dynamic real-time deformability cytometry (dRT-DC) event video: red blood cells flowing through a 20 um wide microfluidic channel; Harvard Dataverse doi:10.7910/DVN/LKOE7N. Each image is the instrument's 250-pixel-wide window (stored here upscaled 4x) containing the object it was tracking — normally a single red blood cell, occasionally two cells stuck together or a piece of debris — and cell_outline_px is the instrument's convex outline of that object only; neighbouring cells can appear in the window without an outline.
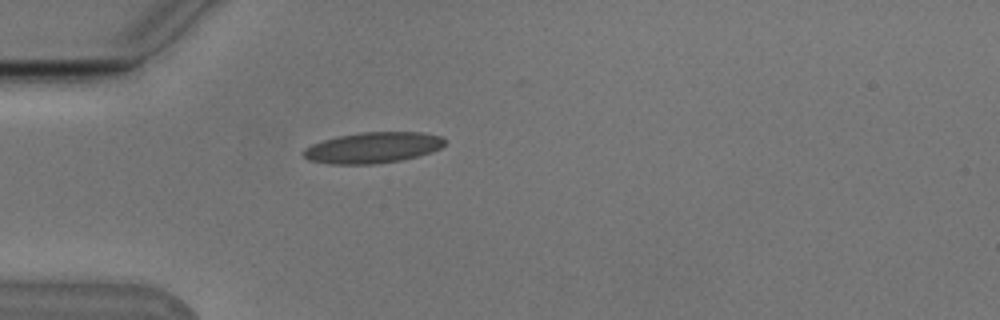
{"species": "Egyptian fruit bat (a non-hibernating species)", "species_latin": "Rousettus aegyptiacus", "temperature_condition": "cold", "stored_images_in_passage": 39, "camera_frame_rate_fps": 3000, "um_per_image_px": 0.085, "animal": {"sex": "male"}, "frame": {"image": 1, "passage_image": 1, "time_ms": 0.0, "image_size_px": [1000, 320], "cell_outline_px": [[448, 140], [440, 148], [432, 152], [400, 160], [376, 164], [328, 164], [308, 160], [300, 152], [304, 148], [312, 144], [324, 140], [340, 136], [364, 132], [424, 132], [440, 136]], "centroid_in_image_um": [31.69, 12.55], "position_along_channel_um": 53.3, "area_um2": 25.49}}
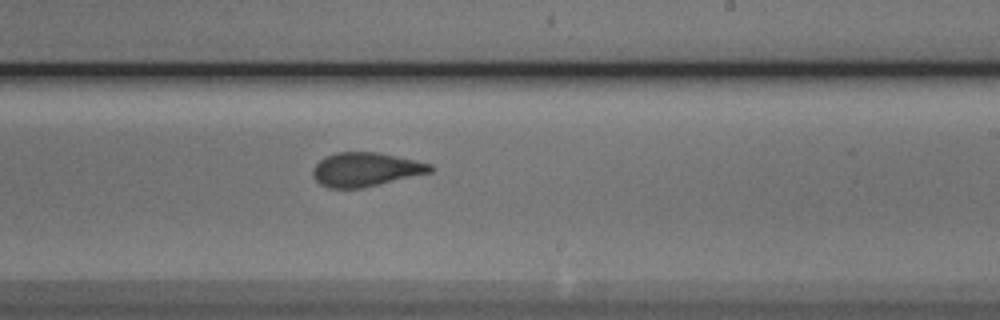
{"frame": {"image": 2, "passage_image": 18, "time_ms": 5.667, "image_size_px": [1000, 320], "cell_outline_px": [[436, 168], [432, 172], [380, 184], [360, 188], [328, 188], [320, 184], [316, 180], [312, 172], [316, 164], [324, 156], [336, 152], [380, 152], [432, 164]], "centroid_in_image_um": [31.1, 14.4], "position_along_channel_um": 257.9, "area_um2": 23.29}}
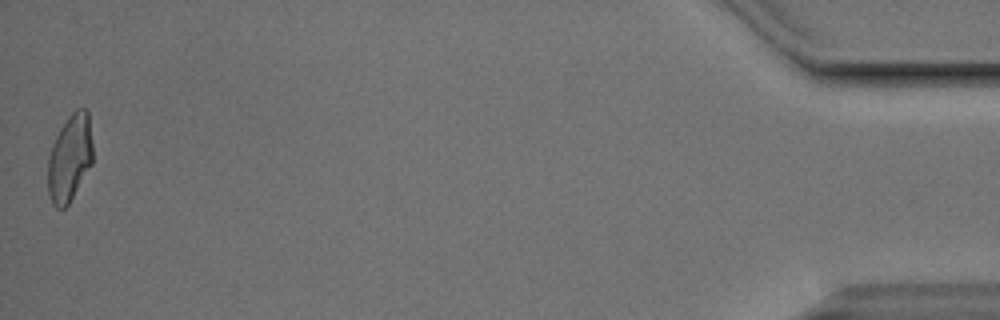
{"frame": {"image": 3, "passage_image": 39, "time_ms": 12.667, "image_size_px": [1000, 320], "cell_outline_px": [[92, 164], [68, 204], [64, 208], [56, 208], [52, 204], [48, 192], [48, 156], [52, 144], [60, 128], [68, 116], [76, 108], [84, 108], [88, 112], [92, 140]], "centroid_in_image_um": [5.92, 13.42], "position_along_channel_um": 429.3, "area_um2": 22.77}, "authors_computed_cell_mechanics": {"area_um2": 23.2934, "velocity_mm_per_s": 3.7849, "shape_relaxation_time_tau1_ms": 5.9252, "shape_relaxation_time_tau2_ms": 0.8903, "deformation_change_tau1": 0.186, "deformation_change_tau2": 0.0645}}